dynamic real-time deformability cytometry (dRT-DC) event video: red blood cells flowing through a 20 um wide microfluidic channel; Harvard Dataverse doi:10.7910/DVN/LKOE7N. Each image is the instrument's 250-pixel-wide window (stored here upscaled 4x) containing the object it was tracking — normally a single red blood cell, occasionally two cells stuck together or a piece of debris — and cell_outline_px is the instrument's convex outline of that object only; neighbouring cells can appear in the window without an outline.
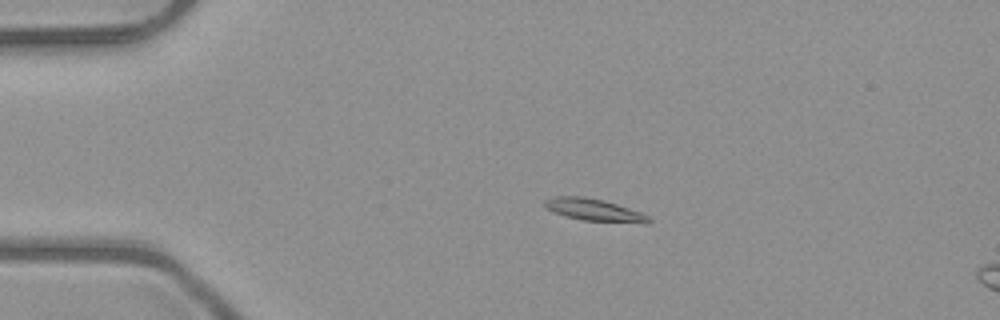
{"species": "common noctule bat (a hibernating species)", "species_latin": "Nyctalus noctula", "temperature_condition": "room temperature", "stored_images_in_passage": 17, "camera_frame_rate_fps": 3000, "um_per_image_px": 0.085, "animal": {"sex": "male", "body_mass_g": 23.1, "forearm_length_mm": 52.7}, "frame": {"image": 1, "passage_image": 12, "time_ms": 3.667, "image_size_px": [1000, 320], "cell_outline_px": [[652, 220], [648, 224], [644, 224], [584, 220], [564, 216], [544, 208], [544, 200], [552, 196], [584, 196], [604, 200], [640, 212], [648, 216]], "centroid_in_image_um": [50.49, 17.85], "position_along_channel_um": 34.5, "area_um2": 13.64}}